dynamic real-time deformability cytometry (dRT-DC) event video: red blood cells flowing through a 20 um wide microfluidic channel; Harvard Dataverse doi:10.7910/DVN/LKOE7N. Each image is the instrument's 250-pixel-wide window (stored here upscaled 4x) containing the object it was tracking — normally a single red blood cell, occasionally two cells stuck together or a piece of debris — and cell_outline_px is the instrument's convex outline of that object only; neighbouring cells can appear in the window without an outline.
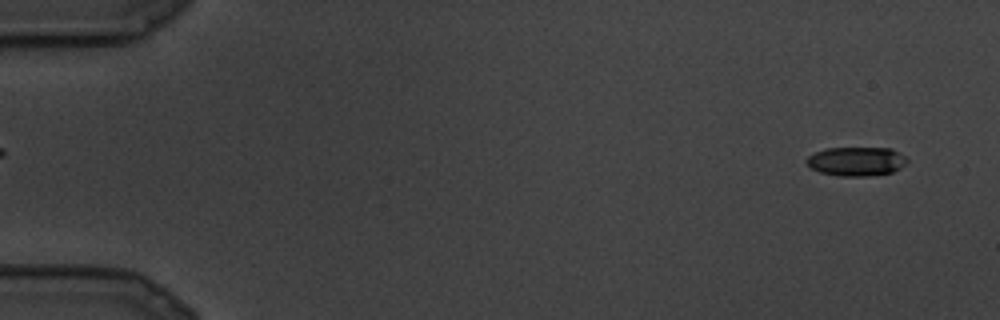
{"species": "common noctule bat (a hibernating species)", "species_latin": "Nyctalus noctula", "temperature_condition": "cold", "stored_images_in_passage": 11, "camera_frame_rate_fps": 3000, "um_per_image_px": 0.085, "animal": {"sex": "male", "body_mass_g": 19.5, "forearm_length_mm": 54.6}, "frame": {"image": 1, "passage_image": 1, "time_ms": 0.0, "image_size_px": [1000, 320], "cell_outline_px": [[908, 164], [892, 172], [868, 176], [840, 176], [820, 172], [812, 168], [804, 160], [808, 156], [824, 148], [892, 148], [904, 156], [908, 160]], "centroid_in_image_um": [72.8, 13.71], "position_along_channel_um": 12.2, "area_um2": 17.05}}
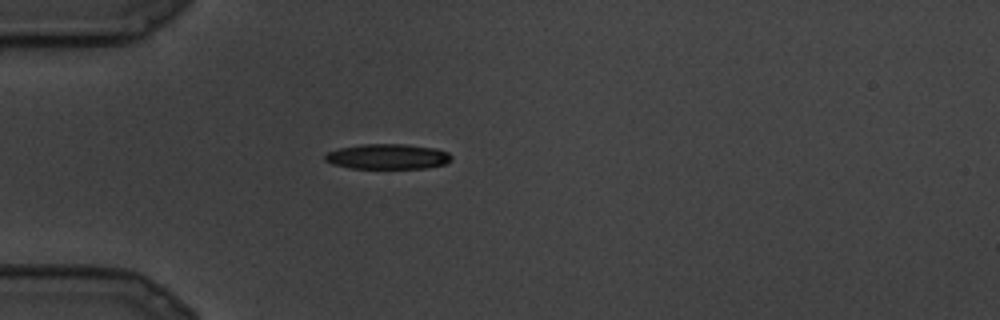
{"frame": {"image": 2, "passage_image": 7, "time_ms": 2.0, "image_size_px": [1000, 320], "cell_outline_px": [[452, 160], [444, 164], [424, 168], [352, 168], [332, 164], [324, 160], [324, 156], [328, 152], [340, 148], [364, 144], [408, 144], [436, 148], [448, 152], [452, 156]], "centroid_in_image_um": [32.97, 13.3], "position_along_channel_um": 52.0, "area_um2": 18.55}}
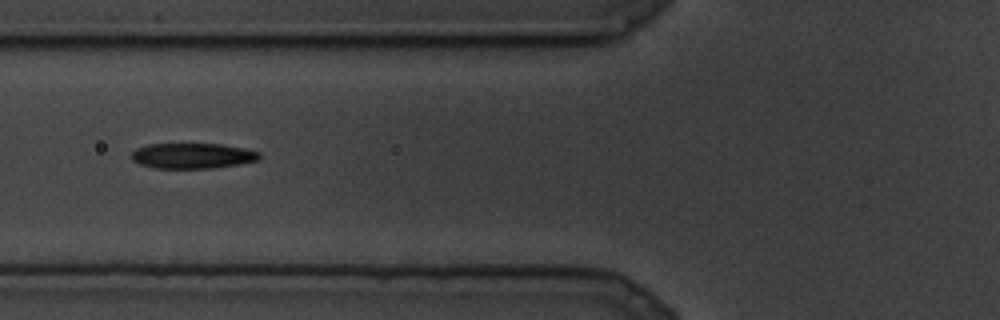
{"frame": {"image": 3, "passage_image": 10, "time_ms": 3.0, "image_size_px": [1000, 320], "cell_outline_px": [[260, 156], [256, 160], [240, 164], [212, 168], [156, 168], [140, 164], [132, 160], [132, 152], [136, 148], [148, 144], [220, 144], [244, 148], [260, 152]], "centroid_in_image_um": [16.35, 13.24], "position_along_channel_um": 109.5, "area_um2": 18.84}}